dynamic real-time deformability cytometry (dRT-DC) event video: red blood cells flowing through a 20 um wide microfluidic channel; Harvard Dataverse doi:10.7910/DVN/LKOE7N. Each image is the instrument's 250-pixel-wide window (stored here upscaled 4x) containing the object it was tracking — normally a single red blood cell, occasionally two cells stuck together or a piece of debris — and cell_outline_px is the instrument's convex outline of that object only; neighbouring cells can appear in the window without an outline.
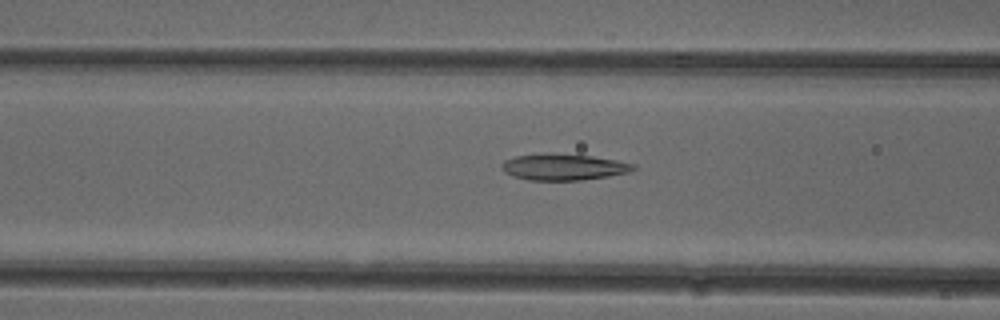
{"species": "common noctule bat (a hibernating species)", "species_latin": "Nyctalus noctula", "temperature_condition": "cold", "stored_images_in_passage": 48, "camera_frame_rate_fps": 3000, "um_per_image_px": 0.085, "animal": {"sex": "female"}, "frame": {"image": 1, "passage_image": 17, "time_ms": 5.333, "image_size_px": [1000, 320], "cell_outline_px": [[636, 168], [632, 172], [608, 176], [580, 180], [528, 180], [512, 176], [504, 172], [500, 168], [500, 164], [504, 160], [516, 156], [592, 156], [616, 160], [636, 164]], "centroid_in_image_um": [47.94, 14.24], "position_along_channel_um": 118.7, "area_um2": 19.42}}
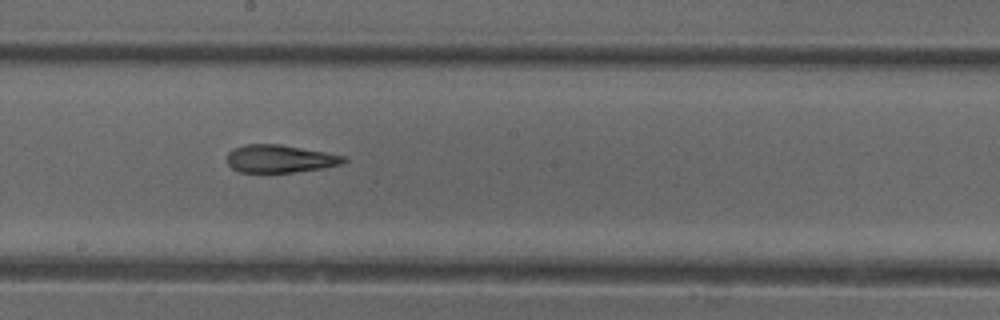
{"frame": {"image": 2, "passage_image": 25, "time_ms": 8.0, "image_size_px": [1000, 320], "cell_outline_px": [[348, 160], [340, 164], [324, 168], [292, 172], [240, 172], [232, 168], [228, 164], [228, 152], [232, 148], [244, 144], [280, 144], [324, 152], [344, 156]], "centroid_in_image_um": [23.76, 13.49], "position_along_channel_um": 224.4, "area_um2": 18.79}}
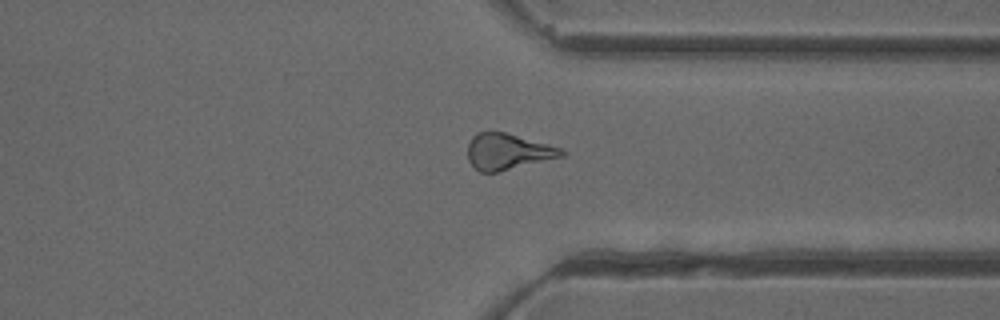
{"frame": {"image": 3, "passage_image": 36, "time_ms": 11.667, "image_size_px": [1000, 320], "cell_outline_px": [[568, 152], [564, 156], [496, 172], [480, 172], [468, 160], [468, 144], [472, 136], [476, 132], [504, 132], [564, 148]], "centroid_in_image_um": [43.19, 12.88], "position_along_channel_um": 368.2, "area_um2": 19.65}, "authors_computed_cell_mechanics": {"area_um2": 19.941, "velocity_mm_per_s": 3.9558, "shape_relaxation_time_tau1_ms": null, "shape_relaxation_time_tau2_ms": 2.3028, "deformation_change_tau1": null, "deformation_change_tau2": 0.1065}}